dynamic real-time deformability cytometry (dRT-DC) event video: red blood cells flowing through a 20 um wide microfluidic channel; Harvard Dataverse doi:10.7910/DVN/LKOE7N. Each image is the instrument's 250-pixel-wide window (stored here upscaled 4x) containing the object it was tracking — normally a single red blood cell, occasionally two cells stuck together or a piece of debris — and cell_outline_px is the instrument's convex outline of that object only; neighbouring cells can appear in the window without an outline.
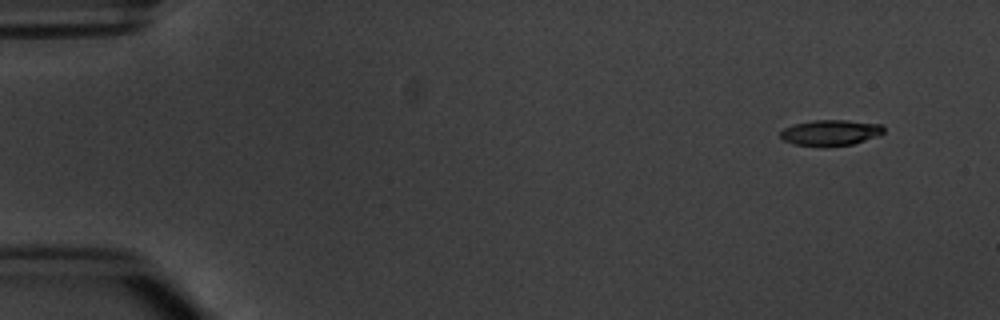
{"species": "common noctule bat (a hibernating species)", "species_latin": "Nyctalus noctula", "temperature_condition": "warm", "stored_images_in_passage": 4, "segment_of_instrument_passage": [2, 2], "camera_frame_rate_fps": 3000, "um_per_image_px": 0.085, "animal": {"sex": "male", "body_mass_g": 20.1, "forearm_length_mm": 53.5}, "frame": {"image": 1, "passage_image": 4, "time_ms": 4.333, "image_size_px": [1000, 320], "cell_outline_px": [[884, 132], [880, 136], [852, 144], [824, 148], [796, 144], [784, 140], [780, 136], [780, 132], [784, 128], [796, 124], [816, 120], [848, 120], [880, 124], [884, 128]], "centroid_in_image_um": [70.63, 11.3], "position_along_channel_um": 14.4, "area_um2": 15.66}}